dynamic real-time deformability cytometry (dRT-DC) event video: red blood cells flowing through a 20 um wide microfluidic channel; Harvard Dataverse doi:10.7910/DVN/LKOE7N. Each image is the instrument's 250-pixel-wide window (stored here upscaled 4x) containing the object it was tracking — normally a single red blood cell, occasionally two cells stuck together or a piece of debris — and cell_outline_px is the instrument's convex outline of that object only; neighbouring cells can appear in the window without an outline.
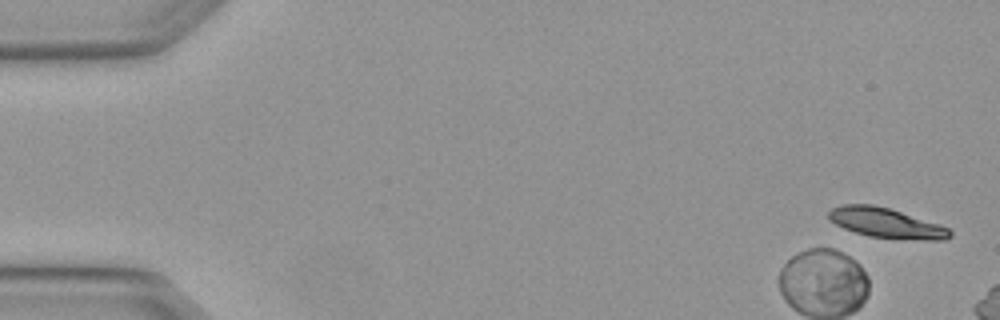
{"species": "Egyptian fruit bat (a non-hibernating species)", "species_latin": "Rousettus aegyptiacus", "temperature_condition": "warm", "stored_images_in_passage": 5, "camera_frame_rate_fps": 3000, "um_per_image_px": 0.085, "animal": {"sex": "female"}, "frame": {"image": 1, "passage_image": 1, "time_ms": 0.0, "image_size_px": [1000, 320], "cell_outline_px": [[952, 236], [944, 240], [924, 240], [868, 236], [844, 228], [828, 220], [828, 212], [832, 208], [840, 204], [872, 204], [888, 208], [940, 224], [948, 228], [952, 232]], "centroid_in_image_um": [75.32, 18.94], "position_along_channel_um": 9.7, "area_um2": 21.04}}